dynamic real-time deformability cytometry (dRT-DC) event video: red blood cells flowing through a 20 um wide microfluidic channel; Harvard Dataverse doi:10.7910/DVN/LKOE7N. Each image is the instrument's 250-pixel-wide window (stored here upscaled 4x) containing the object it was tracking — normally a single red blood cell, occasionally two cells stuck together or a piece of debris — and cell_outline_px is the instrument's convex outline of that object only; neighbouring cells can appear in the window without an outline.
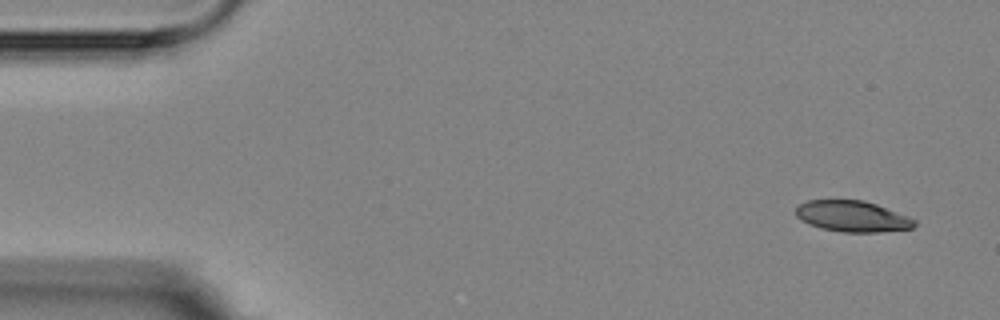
{"species": "Egyptian fruit bat (a non-hibernating species)", "species_latin": "Rousettus aegyptiacus", "temperature_condition": "room temperature", "stored_images_in_passage": 7, "camera_frame_rate_fps": 3000, "um_per_image_px": 0.085, "animal": {"sex": "female"}, "frame": {"image": 1, "passage_image": 1, "time_ms": 0.0, "image_size_px": [1000, 320], "cell_outline_px": [[916, 224], [912, 228], [876, 232], [840, 232], [820, 228], [808, 224], [800, 220], [796, 216], [796, 208], [800, 204], [808, 200], [864, 200], [876, 204], [908, 216], [916, 220]], "centroid_in_image_um": [72.43, 18.39], "position_along_channel_um": 12.6, "area_um2": 21.44}}
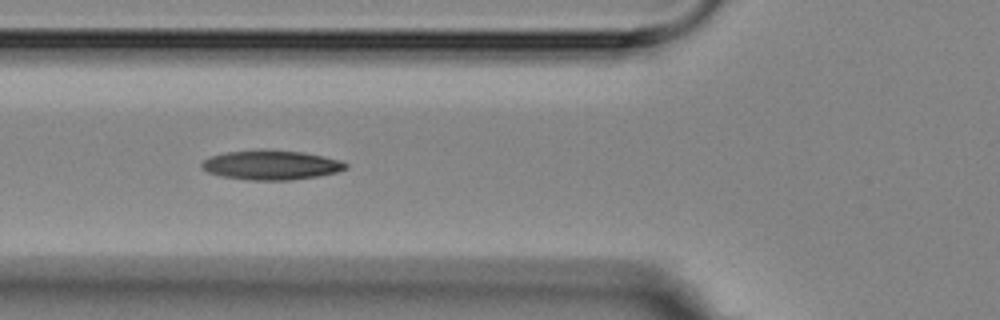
{"frame": {"image": 2, "passage_image": 6, "time_ms": 5.667, "image_size_px": [1000, 320], "cell_outline_px": [[348, 168], [336, 172], [320, 176], [288, 180], [248, 180], [220, 176], [208, 172], [200, 164], [204, 160], [212, 156], [224, 152], [260, 148], [304, 152], [340, 160], [348, 164]], "centroid_in_image_um": [23.05, 14.01], "position_along_channel_um": 102.8, "area_um2": 25.03}}
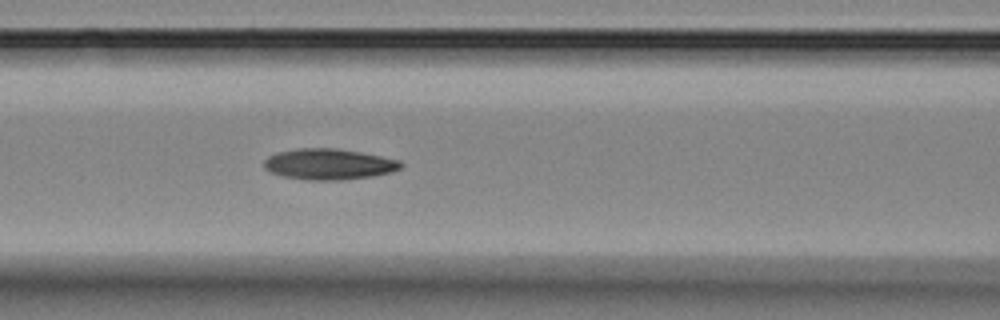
{"frame": {"image": 3, "passage_image": 7, "time_ms": 6.667, "image_size_px": [1000, 320], "cell_outline_px": [[404, 164], [400, 168], [392, 172], [372, 176], [340, 180], [308, 180], [284, 176], [272, 172], [264, 168], [264, 160], [268, 156], [280, 152], [296, 148], [336, 148], [360, 152], [400, 160]], "centroid_in_image_um": [27.97, 13.95], "position_along_channel_um": 138.6, "area_um2": 24.51}}